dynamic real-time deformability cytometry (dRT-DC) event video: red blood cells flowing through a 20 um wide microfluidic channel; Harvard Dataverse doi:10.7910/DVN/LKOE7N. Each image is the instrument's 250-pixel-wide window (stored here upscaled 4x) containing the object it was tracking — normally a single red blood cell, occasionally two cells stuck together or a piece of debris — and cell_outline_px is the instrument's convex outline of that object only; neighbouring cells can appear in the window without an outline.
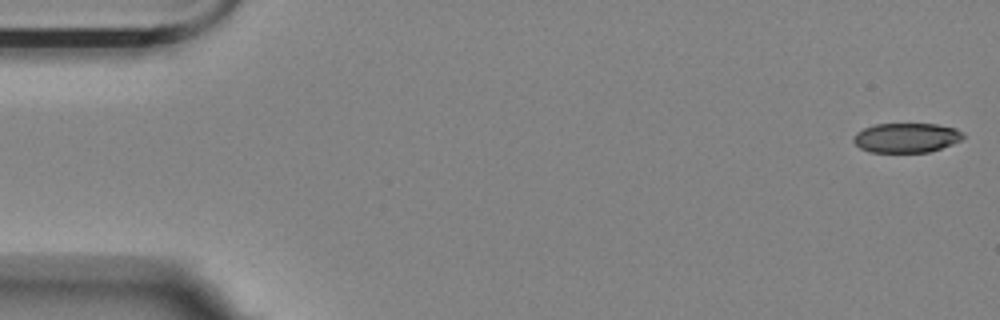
{"species": "Egyptian fruit bat (a non-hibernating species)", "species_latin": "Rousettus aegyptiacus", "temperature_condition": "room temperature", "stored_images_in_passage": 14, "camera_frame_rate_fps": 3000, "um_per_image_px": 0.085, "animal": {"sex": "female"}, "frame": {"image": 1, "passage_image": 1, "time_ms": 0.0, "image_size_px": [1000, 320], "cell_outline_px": [[964, 136], [960, 140], [952, 144], [928, 152], [868, 152], [860, 148], [852, 140], [852, 136], [856, 132], [864, 128], [876, 124], [936, 124], [956, 128]], "centroid_in_image_um": [76.99, 11.71], "position_along_channel_um": 8.0, "area_um2": 18.84}}